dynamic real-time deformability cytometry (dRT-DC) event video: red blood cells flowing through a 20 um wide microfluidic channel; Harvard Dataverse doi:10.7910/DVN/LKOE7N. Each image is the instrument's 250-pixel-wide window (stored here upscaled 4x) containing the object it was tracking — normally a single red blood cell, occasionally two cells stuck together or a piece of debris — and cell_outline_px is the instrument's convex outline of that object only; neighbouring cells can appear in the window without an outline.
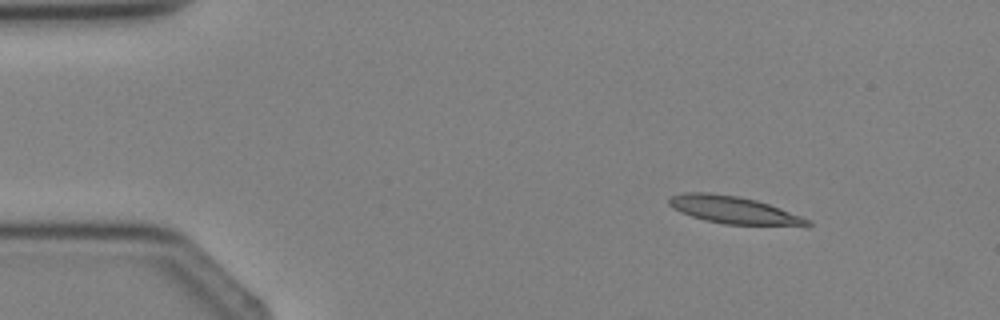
{"species": "Egyptian fruit bat (a non-hibernating species)", "species_latin": "Rousettus aegyptiacus", "temperature_condition": "cold", "stored_images_in_passage": 4, "camera_frame_rate_fps": 3000, "um_per_image_px": 0.085, "animal": {"sex": "female"}, "frame": {"image": 1, "passage_image": 2, "time_ms": 1.333, "image_size_px": [1000, 320], "cell_outline_px": [[812, 224], [808, 228], [724, 224], [692, 216], [680, 212], [672, 208], [668, 204], [668, 196], [684, 192], [708, 192], [740, 196], [756, 200], [780, 208], [812, 220]], "centroid_in_image_um": [62.47, 17.88], "position_along_channel_um": 22.5, "area_um2": 22.89}}
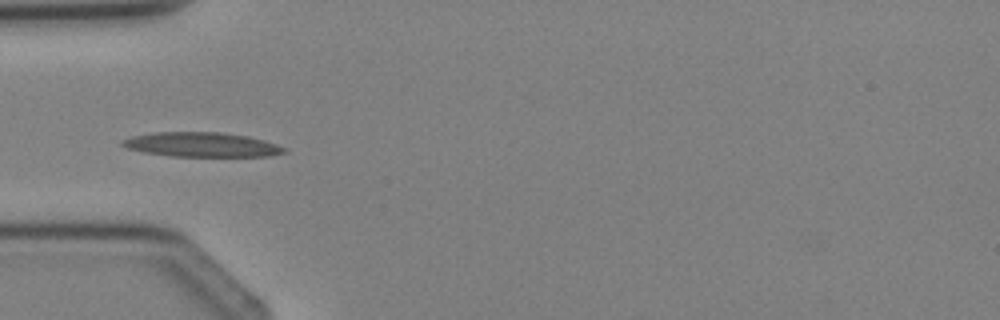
{"frame": {"image": 2, "passage_image": 4, "time_ms": 3.667, "image_size_px": [1000, 320], "cell_outline_px": [[288, 152], [268, 156], [172, 156], [144, 152], [128, 148], [120, 144], [120, 140], [132, 136], [152, 132], [220, 132], [248, 136], [264, 140], [288, 148]], "centroid_in_image_um": [17.15, 12.29], "position_along_channel_um": 67.8, "area_um2": 23.18}}